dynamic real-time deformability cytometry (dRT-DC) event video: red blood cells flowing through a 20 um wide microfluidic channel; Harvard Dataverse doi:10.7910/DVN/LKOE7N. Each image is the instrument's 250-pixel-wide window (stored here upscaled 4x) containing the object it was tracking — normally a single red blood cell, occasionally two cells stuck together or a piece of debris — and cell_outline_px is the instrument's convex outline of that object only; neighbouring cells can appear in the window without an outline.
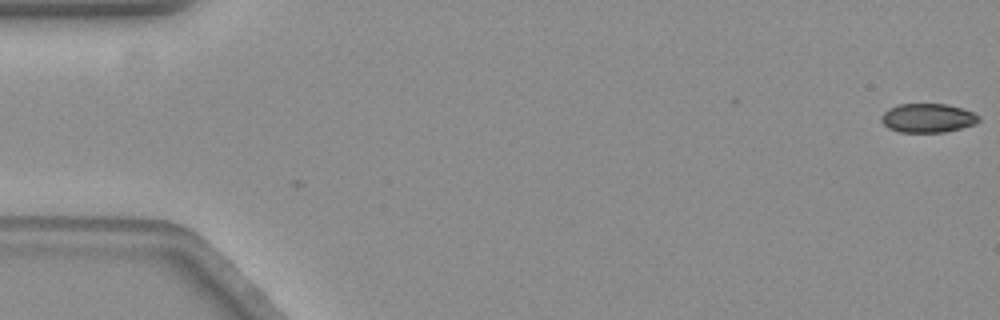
{"species": "common noctule bat (a hibernating species)", "species_latin": "Nyctalus noctula", "temperature_condition": "warm", "stored_images_in_passage": 3, "camera_frame_rate_fps": 3000, "um_per_image_px": 0.085, "animal": {"sex": "female", "body_mass_g": 19.3, "forearm_length_mm": 54.1}, "frame": {"image": 1, "passage_image": 3, "time_ms": 0.667, "image_size_px": [1000, 320], "cell_outline_px": [[980, 120], [976, 124], [944, 132], [900, 132], [888, 128], [880, 120], [880, 116], [888, 108], [900, 104], [948, 104], [972, 112], [980, 116]], "centroid_in_image_um": [78.84, 10.03], "position_along_channel_um": 6.2, "area_um2": 16.47}}